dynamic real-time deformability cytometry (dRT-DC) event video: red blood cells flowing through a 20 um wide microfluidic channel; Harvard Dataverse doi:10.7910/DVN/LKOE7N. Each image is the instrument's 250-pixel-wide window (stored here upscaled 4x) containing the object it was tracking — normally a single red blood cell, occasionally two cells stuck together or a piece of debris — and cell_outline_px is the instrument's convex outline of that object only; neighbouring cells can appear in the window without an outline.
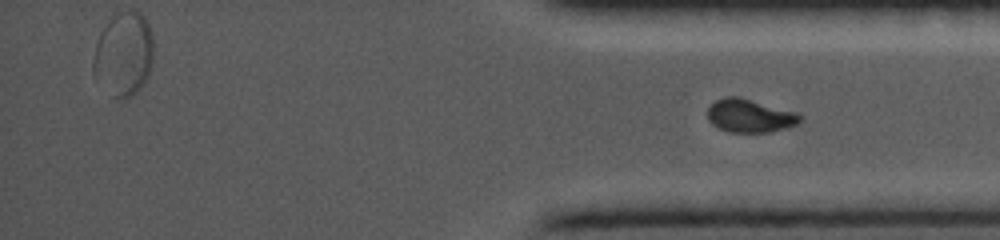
{"species": "common noctule bat (a hibernating species)", "species_latin": "Nyctalus noctula", "temperature_condition": "cold", "stored_images_in_passage": 23, "segment_of_instrument_passage": [2, 2], "camera_frame_rate_fps": 5000, "um_per_image_px": 0.085, "animal": {"sex": "female", "body_mass_g": 19.0, "forearm_length_mm": 56.7}, "frame": {"image": 1, "passage_image": 23, "time_ms": 11.6, "image_size_px": [1000, 240], "cell_outline_px": [[800, 120], [796, 124], [788, 128], [768, 132], [728, 132], [716, 128], [708, 120], [708, 108], [716, 100], [724, 96], [740, 96], [796, 112], [800, 116]], "centroid_in_image_um": [63.7, 9.84], "position_along_channel_um": 371.5, "area_um2": 18.03}}